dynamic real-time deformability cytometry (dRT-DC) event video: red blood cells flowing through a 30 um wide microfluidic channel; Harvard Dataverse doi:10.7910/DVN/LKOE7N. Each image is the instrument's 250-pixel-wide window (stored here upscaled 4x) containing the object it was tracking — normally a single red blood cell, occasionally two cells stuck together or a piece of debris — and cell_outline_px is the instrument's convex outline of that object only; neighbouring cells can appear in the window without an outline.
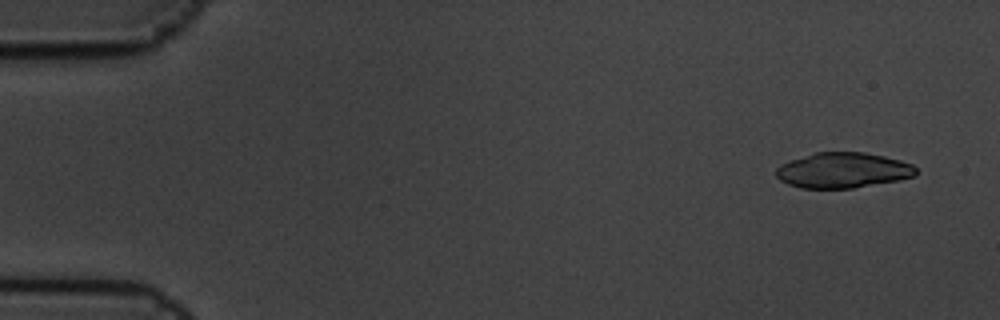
{"species": "common noctule bat (a hibernating species)", "species_latin": "Nyctalus noctula", "temperature_condition": "cold", "stored_images_in_passage": 5, "camera_frame_rate_fps": 3000, "um_per_image_px": 0.085, "animal": {"sex": "male", "body_mass_g": 19.5, "forearm_length_mm": 54.6}, "frame": {"image": 1, "passage_image": 1, "time_ms": 0.0, "image_size_px": [1000, 320], "cell_outline_px": [[916, 176], [900, 180], [852, 188], [800, 188], [788, 184], [780, 180], [776, 176], [776, 168], [780, 164], [816, 152], [864, 152], [884, 156], [900, 160], [912, 164], [916, 168]], "centroid_in_image_um": [71.66, 14.48], "position_along_channel_um": 13.3, "area_um2": 28.84}}